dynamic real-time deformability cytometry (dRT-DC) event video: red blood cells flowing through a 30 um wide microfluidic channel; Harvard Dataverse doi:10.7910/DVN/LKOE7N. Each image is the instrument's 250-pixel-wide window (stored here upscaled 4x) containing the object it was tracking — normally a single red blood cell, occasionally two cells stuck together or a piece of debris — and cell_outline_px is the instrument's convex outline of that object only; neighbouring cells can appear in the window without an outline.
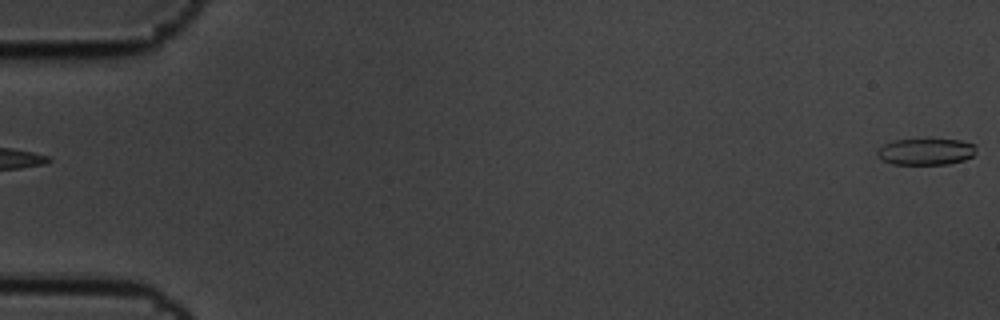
{"species": "common noctule bat (a hibernating species)", "species_latin": "Nyctalus noctula", "temperature_condition": "cold", "stored_images_in_passage": 4, "segment_of_instrument_passage": [2, 2], "camera_frame_rate_fps": 3000, "um_per_image_px": 0.085, "animal": {"sex": "male", "body_mass_g": 19.5, "forearm_length_mm": 54.6}, "frame": {"image": 1, "passage_image": 4, "time_ms": 1.0, "image_size_px": [1000, 320], "cell_outline_px": [[976, 152], [972, 156], [964, 160], [948, 164], [892, 164], [876, 156], [876, 152], [884, 144], [892, 140], [924, 136], [928, 136], [960, 140], [976, 144]], "centroid_in_image_um": [78.71, 12.82], "position_along_channel_um": 6.3, "area_um2": 16.24}}